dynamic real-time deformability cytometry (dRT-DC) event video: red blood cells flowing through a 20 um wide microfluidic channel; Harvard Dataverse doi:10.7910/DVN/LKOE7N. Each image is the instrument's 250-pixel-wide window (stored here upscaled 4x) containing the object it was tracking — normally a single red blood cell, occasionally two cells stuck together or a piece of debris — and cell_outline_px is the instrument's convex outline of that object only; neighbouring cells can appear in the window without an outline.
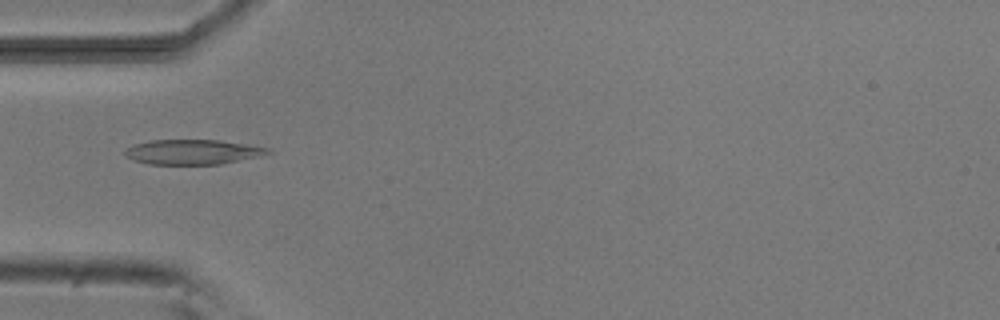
{"species": "common noctule bat (a hibernating species)", "species_latin": "Nyctalus noctula", "temperature_condition": "room temperature", "stored_images_in_passage": 7, "camera_frame_rate_fps": 3000, "um_per_image_px": 0.085, "animal": {"sex": "male", "body_mass_g": 20.5, "forearm_length_mm": 52.5}, "frame": {"image": 1, "passage_image": 4, "time_ms": 3.333, "image_size_px": [1000, 320], "cell_outline_px": [[272, 152], [256, 156], [220, 164], [148, 164], [136, 160], [128, 156], [124, 152], [128, 148], [136, 144], [152, 140], [220, 140], [272, 148]], "centroid_in_image_um": [16.42, 12.91], "position_along_channel_um": 68.6, "area_um2": 20.29}}
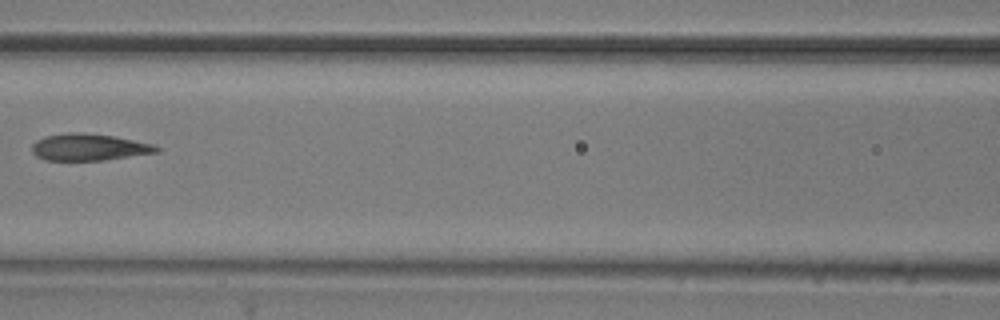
{"frame": {"image": 2, "passage_image": 6, "time_ms": 5.667, "image_size_px": [1000, 320], "cell_outline_px": [[160, 152], [104, 160], [44, 160], [36, 156], [32, 152], [32, 144], [36, 140], [44, 136], [68, 132], [84, 132], [116, 136], [152, 144], [160, 148]], "centroid_in_image_um": [7.55, 12.5], "position_along_channel_um": 159.1, "area_um2": 19.65}}
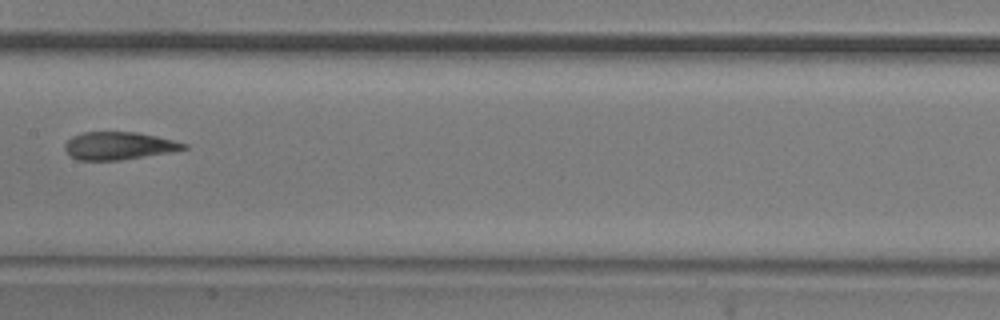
{"frame": {"image": 3, "passage_image": 7, "time_ms": 6.667, "image_size_px": [1000, 320], "cell_outline_px": [[188, 148], [168, 152], [120, 160], [76, 160], [68, 156], [64, 148], [64, 144], [72, 136], [84, 132], [136, 132], [156, 136], [188, 144]], "centroid_in_image_um": [10.03, 12.39], "position_along_channel_um": 197.4, "area_um2": 19.13}}